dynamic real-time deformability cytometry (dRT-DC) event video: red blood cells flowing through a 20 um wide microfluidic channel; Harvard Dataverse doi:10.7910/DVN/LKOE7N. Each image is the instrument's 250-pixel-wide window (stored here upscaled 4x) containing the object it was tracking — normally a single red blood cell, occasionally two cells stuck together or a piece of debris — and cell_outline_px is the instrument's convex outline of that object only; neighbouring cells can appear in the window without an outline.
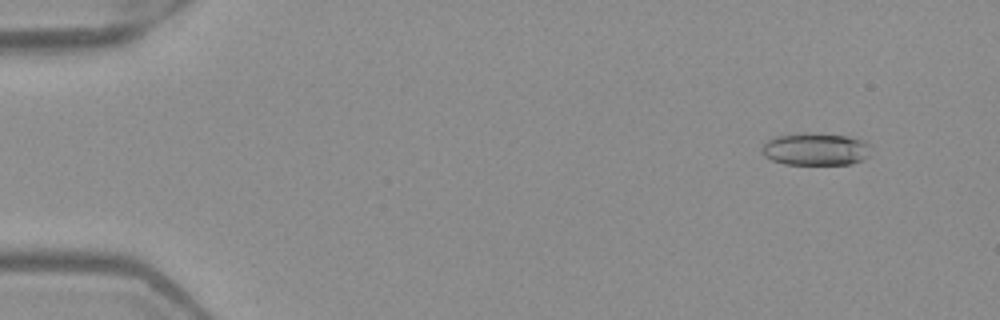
{"species": "Egyptian fruit bat (a non-hibernating species)", "species_latin": "Rousettus aegyptiacus", "temperature_condition": "warm", "stored_images_in_passage": 52, "camera_frame_rate_fps": 3000, "um_per_image_px": 0.085, "frame": {"image": 1, "passage_image": 5, "time_ms": 1.333, "image_size_px": [1000, 320], "cell_outline_px": [[872, 144], [868, 156], [864, 160], [852, 164], [784, 164], [772, 160], [764, 156], [760, 148], [772, 136], [800, 132], [808, 132], [848, 136]], "centroid_in_image_um": [69.31, 12.66], "position_along_channel_um": 15.7, "area_um2": 21.04}}
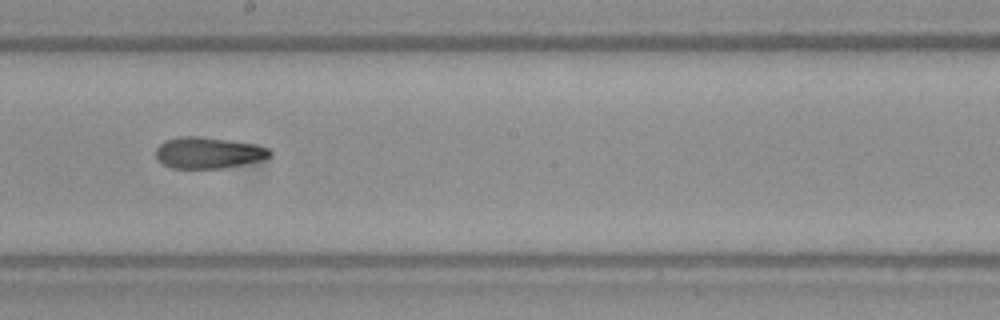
{"frame": {"image": 2, "passage_image": 30, "time_ms": 9.667, "image_size_px": [1000, 320], "cell_outline_px": [[272, 156], [264, 160], [220, 168], [172, 168], [156, 160], [156, 148], [164, 140], [180, 136], [200, 136], [256, 144], [268, 148], [272, 152]], "centroid_in_image_um": [17.71, 12.98], "position_along_channel_um": 230.5, "area_um2": 20.92}}
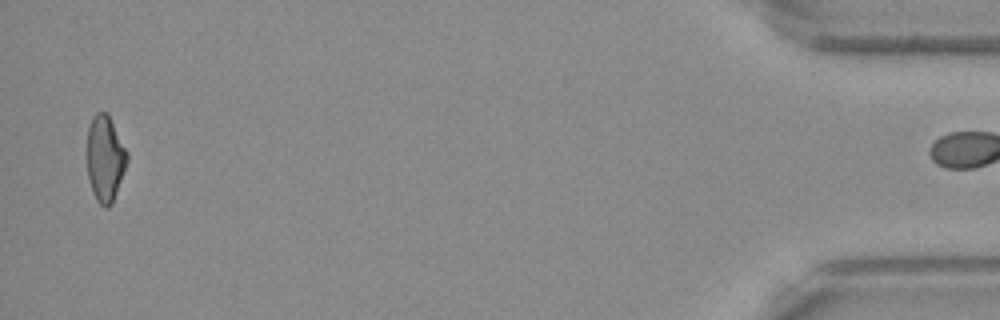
{"frame": {"image": 3, "passage_image": 51, "time_ms": 16.667, "image_size_px": [1000, 320], "cell_outline_px": [[128, 160], [112, 204], [108, 208], [104, 208], [96, 200], [92, 192], [88, 180], [88, 128], [92, 116], [96, 112], [104, 112], [108, 116], [128, 152]], "centroid_in_image_um": [8.93, 13.52], "position_along_channel_um": 426.3, "area_um2": 19.88}}